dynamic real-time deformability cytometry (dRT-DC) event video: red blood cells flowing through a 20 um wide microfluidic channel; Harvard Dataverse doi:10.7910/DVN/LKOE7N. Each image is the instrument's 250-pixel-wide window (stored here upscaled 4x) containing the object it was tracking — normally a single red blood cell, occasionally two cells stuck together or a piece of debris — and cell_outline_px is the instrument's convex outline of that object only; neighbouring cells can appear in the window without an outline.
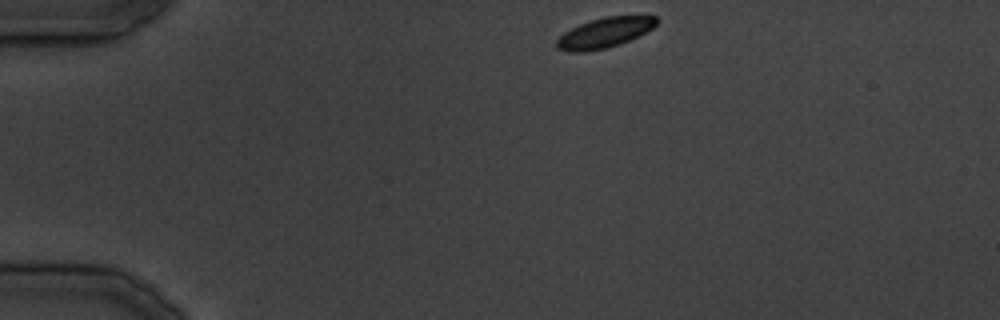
{"species": "common noctule bat (a hibernating species)", "species_latin": "Nyctalus noctula", "temperature_condition": "cold", "stored_images_in_passage": 12, "camera_frame_rate_fps": 3000, "um_per_image_px": 0.085, "animal": {"sex": "male", "body_mass_g": 19.5, "forearm_length_mm": 54.6}, "frame": {"image": 1, "passage_image": 1, "time_ms": 0.0, "image_size_px": [1000, 320], "cell_outline_px": [[660, 20], [652, 28], [620, 44], [604, 48], [584, 52], [572, 52], [556, 48], [556, 40], [564, 32], [580, 24], [604, 16], [656, 16]], "centroid_in_image_um": [51.37, 2.78], "position_along_channel_um": 33.6, "area_um2": 17.22}}
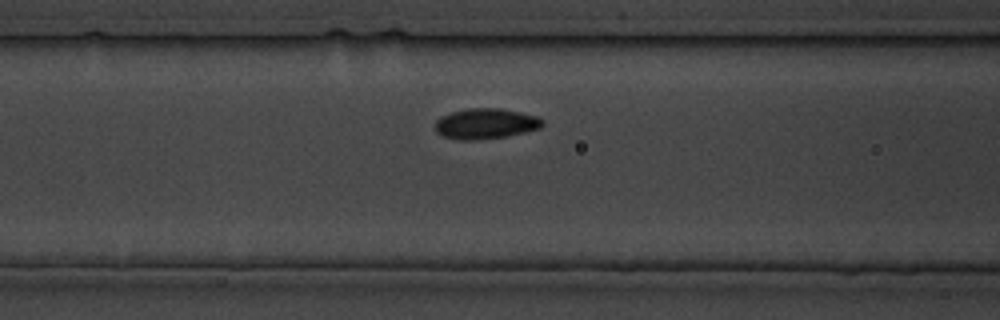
{"frame": {"image": 2, "passage_image": 9, "time_ms": 10.0, "image_size_px": [1000, 320], "cell_outline_px": [[544, 124], [540, 128], [524, 132], [504, 136], [476, 140], [460, 140], [444, 136], [436, 132], [436, 120], [440, 116], [452, 112], [468, 108], [500, 108], [520, 112], [536, 116], [544, 120]], "centroid_in_image_um": [41.27, 10.5], "position_along_channel_um": 125.3, "area_um2": 18.96}}
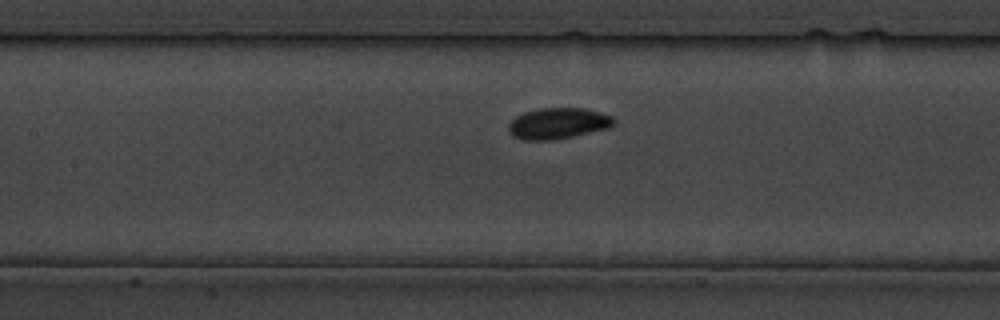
{"frame": {"image": 3, "passage_image": 11, "time_ms": 12.333, "image_size_px": [1000, 320], "cell_outline_px": [[616, 120], [608, 128], [572, 136], [552, 140], [524, 140], [512, 136], [508, 132], [508, 124], [516, 116], [524, 112], [540, 108], [584, 108], [612, 116]], "centroid_in_image_um": [47.39, 10.49], "position_along_channel_um": 160.0, "area_um2": 18.96}}